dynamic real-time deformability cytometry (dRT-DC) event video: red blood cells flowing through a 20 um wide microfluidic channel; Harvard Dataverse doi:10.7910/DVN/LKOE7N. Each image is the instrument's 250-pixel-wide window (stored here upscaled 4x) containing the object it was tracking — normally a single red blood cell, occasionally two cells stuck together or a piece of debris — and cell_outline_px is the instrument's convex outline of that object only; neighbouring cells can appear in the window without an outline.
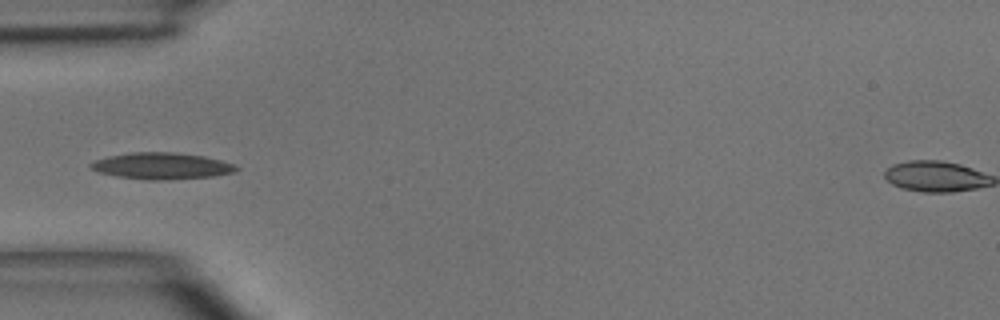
{"species": "common noctule bat (a hibernating species)", "species_latin": "Nyctalus noctula", "temperature_condition": "room temperature", "stored_images_in_passage": 4, "camera_frame_rate_fps": 3000, "um_per_image_px": 0.085, "animal": {"sex": "male", "body_mass_g": 15.6}, "frame": {"image": 1, "passage_image": 3, "time_ms": 2.0, "image_size_px": [1000, 320], "cell_outline_px": [[240, 168], [236, 172], [212, 176], [168, 180], [148, 180], [116, 176], [96, 172], [88, 164], [96, 160], [108, 156], [132, 152], [176, 152], [204, 156], [220, 160], [232, 164]], "centroid_in_image_um": [13.73, 14.1], "position_along_channel_um": 71.3, "area_um2": 22.54}}
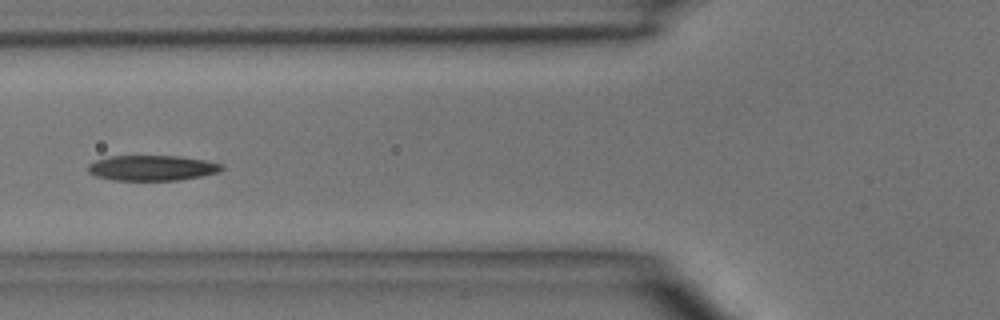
{"frame": {"image": 2, "passage_image": 4, "time_ms": 3.0, "image_size_px": [1000, 320], "cell_outline_px": [[224, 168], [216, 172], [204, 176], [180, 180], [112, 180], [96, 176], [88, 172], [88, 164], [96, 160], [108, 156], [180, 156], [204, 160], [224, 164]], "centroid_in_image_um": [12.93, 14.27], "position_along_channel_um": 112.9, "area_um2": 19.83}}